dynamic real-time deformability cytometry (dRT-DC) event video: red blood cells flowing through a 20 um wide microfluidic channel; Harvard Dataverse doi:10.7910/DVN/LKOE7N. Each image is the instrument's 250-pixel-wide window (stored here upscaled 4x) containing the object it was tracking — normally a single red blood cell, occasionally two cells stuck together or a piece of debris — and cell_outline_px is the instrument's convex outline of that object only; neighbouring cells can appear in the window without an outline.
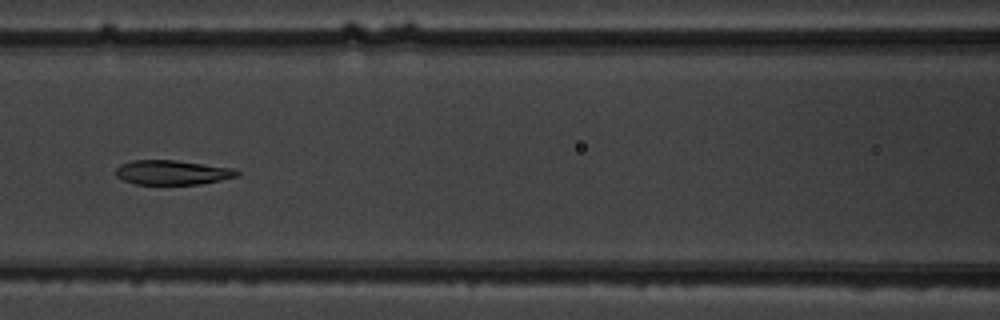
{"species": "common noctule bat (a hibernating species)", "species_latin": "Nyctalus noctula", "temperature_condition": "warm", "stored_images_in_passage": 6, "camera_frame_rate_fps": 3000, "um_per_image_px": 0.085, "animal": {"sex": "male", "body_mass_g": 19.5, "forearm_length_mm": 54.6}, "frame": {"image": 1, "passage_image": 4, "time_ms": 3.333, "image_size_px": [1000, 320], "cell_outline_px": [[240, 176], [200, 184], [136, 184], [124, 180], [116, 176], [116, 168], [120, 164], [132, 160], [176, 160], [232, 168], [240, 172]], "centroid_in_image_um": [14.65, 14.65], "position_along_channel_um": 152.0, "area_um2": 17.28}}
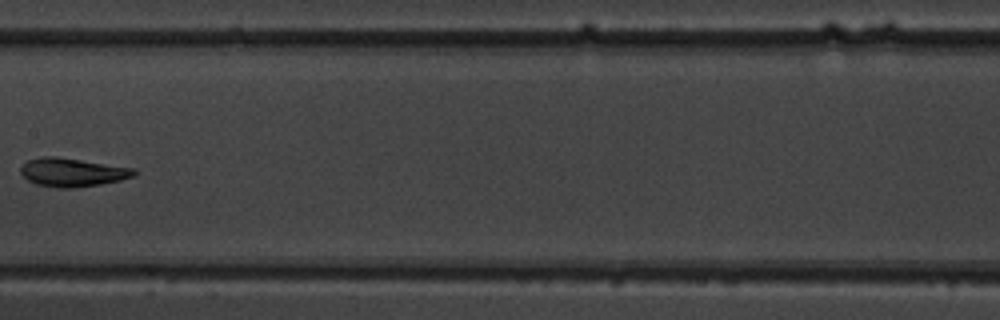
{"frame": {"image": 2, "passage_image": 5, "time_ms": 4.667, "image_size_px": [1000, 320], "cell_outline_px": [[136, 172], [132, 176], [120, 180], [100, 184], [76, 188], [56, 188], [36, 184], [28, 180], [20, 172], [20, 168], [28, 160], [44, 156], [56, 156], [136, 168]], "centroid_in_image_um": [6.15, 14.65], "position_along_channel_um": 201.3, "area_um2": 18.84}}
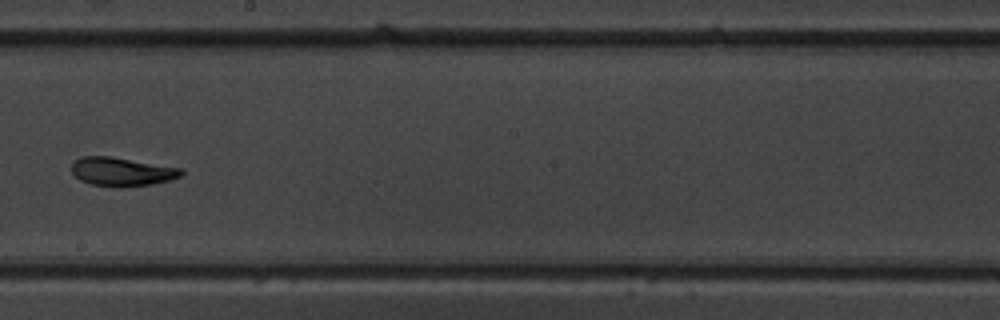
{"frame": {"image": 3, "passage_image": 6, "time_ms": 5.667, "image_size_px": [1000, 320], "cell_outline_px": [[184, 172], [180, 176], [168, 180], [152, 184], [124, 188], [116, 188], [92, 184], [80, 180], [72, 172], [72, 160], [80, 156], [112, 156], [180, 168]], "centroid_in_image_um": [10.31, 14.59], "position_along_channel_um": 237.9, "area_um2": 18.5}}